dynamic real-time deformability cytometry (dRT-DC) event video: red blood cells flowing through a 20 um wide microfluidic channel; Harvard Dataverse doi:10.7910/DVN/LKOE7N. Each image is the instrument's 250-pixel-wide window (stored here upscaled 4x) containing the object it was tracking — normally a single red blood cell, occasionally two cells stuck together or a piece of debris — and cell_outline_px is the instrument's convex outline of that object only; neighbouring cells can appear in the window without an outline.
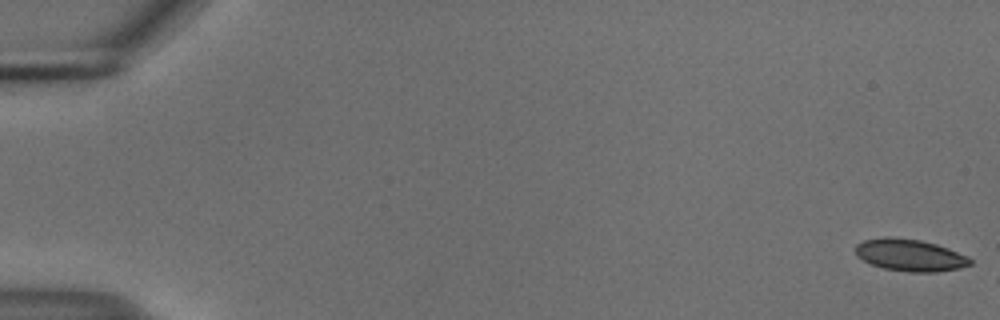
{"species": "common noctule bat (a hibernating species)", "species_latin": "Nyctalus noctula", "temperature_condition": "cold", "stored_images_in_passage": 7, "camera_frame_rate_fps": 3000, "um_per_image_px": 0.085, "animal": {"sex": "male", "body_mass_g": 18.8}, "frame": {"image": 1, "passage_image": 1, "time_ms": 0.0, "image_size_px": [1000, 320], "cell_outline_px": [[972, 264], [960, 268], [936, 272], [908, 272], [884, 268], [872, 264], [856, 256], [856, 244], [864, 240], [884, 236], [892, 236], [920, 240], [936, 244], [948, 248], [968, 256], [972, 260]], "centroid_in_image_um": [77.35, 21.68], "position_along_channel_um": 7.6, "area_um2": 21.5}}